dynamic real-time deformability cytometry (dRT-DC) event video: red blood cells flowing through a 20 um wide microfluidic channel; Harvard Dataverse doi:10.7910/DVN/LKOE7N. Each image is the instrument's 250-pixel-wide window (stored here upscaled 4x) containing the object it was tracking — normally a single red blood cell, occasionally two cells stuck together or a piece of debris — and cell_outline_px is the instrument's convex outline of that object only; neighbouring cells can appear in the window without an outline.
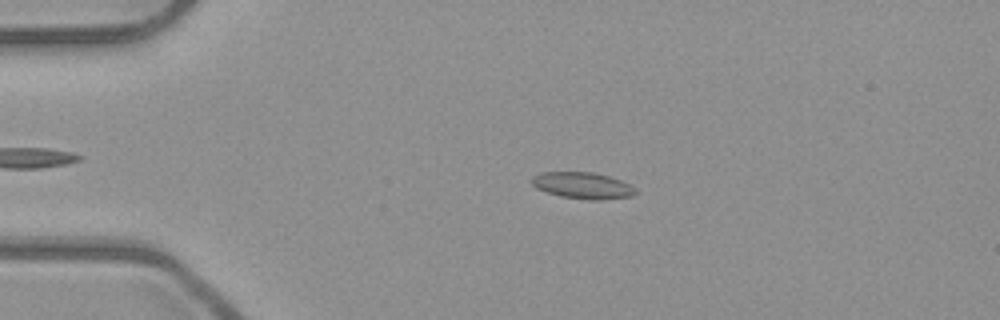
{"species": "common noctule bat (a hibernating species)", "species_latin": "Nyctalus noctula", "temperature_condition": "room temperature", "stored_images_in_passage": 46, "camera_frame_rate_fps": 3000, "um_per_image_px": 0.085, "animal": {"sex": "male", "body_mass_g": 23.1, "forearm_length_mm": 52.7}, "frame": {"image": 1, "passage_image": 11, "time_ms": 3.333, "image_size_px": [1000, 320], "cell_outline_px": [[636, 192], [632, 196], [604, 200], [588, 200], [560, 196], [536, 188], [532, 184], [532, 176], [540, 172], [592, 172], [608, 176], [620, 180], [636, 188]], "centroid_in_image_um": [49.52, 15.77], "position_along_channel_um": 35.5, "area_um2": 16.01}}
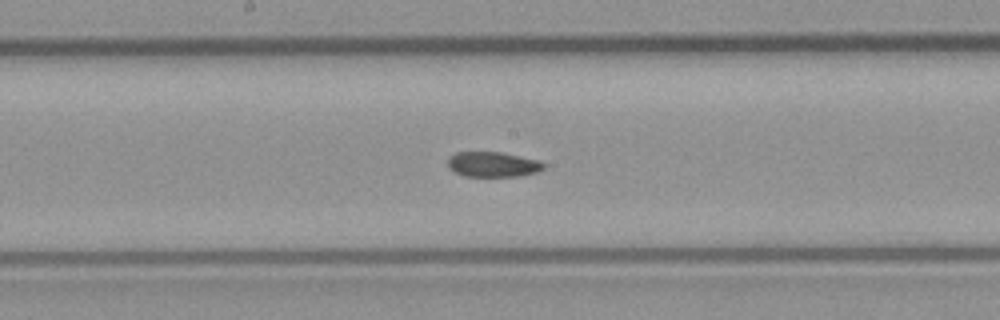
{"frame": {"image": 2, "passage_image": 27, "time_ms": 8.667, "image_size_px": [1000, 320], "cell_outline_px": [[544, 168], [536, 172], [520, 176], [464, 176], [448, 168], [448, 156], [456, 152], [500, 152], [540, 160], [544, 164]], "centroid_in_image_um": [41.87, 13.97], "position_along_channel_um": 206.3, "area_um2": 14.05}}
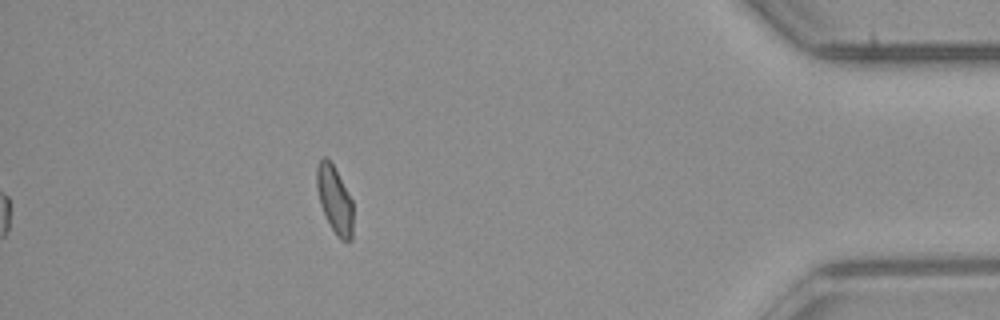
{"frame": {"image": 3, "passage_image": 46, "time_ms": 15.0, "image_size_px": [1000, 320], "cell_outline_px": [[352, 240], [340, 240], [336, 236], [320, 204], [316, 188], [316, 164], [324, 156], [332, 164], [352, 200]], "centroid_in_image_um": [28.42, 16.97], "position_along_channel_um": 406.8, "area_um2": 13.99}, "authors_computed_cell_mechanics": {"area_um2": 14.9413, "velocity_mm_per_s": 3.9773, "shape_relaxation_time_tau1_ms": null, "shape_relaxation_time_tau2_ms": 3.0694, "deformation_change_tau1": null, "deformation_change_tau2": 0.0655}}